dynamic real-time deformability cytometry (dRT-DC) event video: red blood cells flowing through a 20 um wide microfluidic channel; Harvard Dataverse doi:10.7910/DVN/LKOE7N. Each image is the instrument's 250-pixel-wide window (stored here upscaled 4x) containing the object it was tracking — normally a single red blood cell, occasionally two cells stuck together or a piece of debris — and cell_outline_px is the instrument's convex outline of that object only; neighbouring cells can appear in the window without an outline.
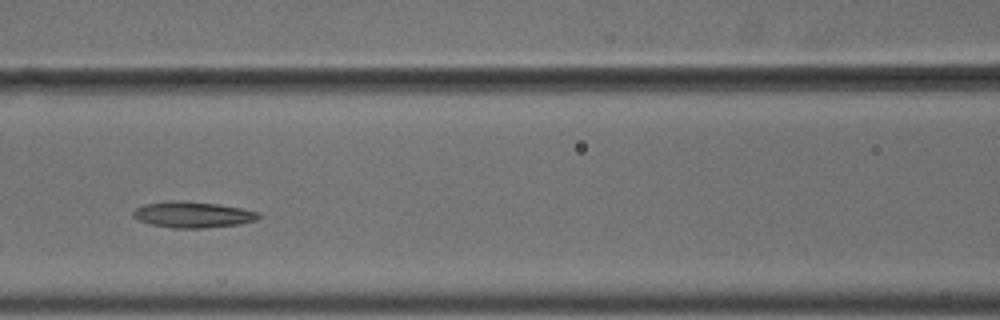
{"species": "common noctule bat (a hibernating species)", "species_latin": "Nyctalus noctula", "temperature_condition": "cold", "stored_images_in_passage": 4, "camera_frame_rate_fps": 3000, "um_per_image_px": 0.085, "animal": {"sex": "male", "body_mass_g": 18.8}, "frame": {"image": 1, "passage_image": 4, "time_ms": 1.0, "image_size_px": [1000, 320], "cell_outline_px": [[260, 216], [256, 220], [240, 224], [204, 228], [172, 228], [152, 224], [140, 220], [132, 216], [132, 212], [136, 208], [144, 204], [172, 200], [184, 200], [216, 204], [240, 208], [260, 212]], "centroid_in_image_um": [16.38, 18.24], "position_along_channel_um": 150.2, "area_um2": 19.02}}